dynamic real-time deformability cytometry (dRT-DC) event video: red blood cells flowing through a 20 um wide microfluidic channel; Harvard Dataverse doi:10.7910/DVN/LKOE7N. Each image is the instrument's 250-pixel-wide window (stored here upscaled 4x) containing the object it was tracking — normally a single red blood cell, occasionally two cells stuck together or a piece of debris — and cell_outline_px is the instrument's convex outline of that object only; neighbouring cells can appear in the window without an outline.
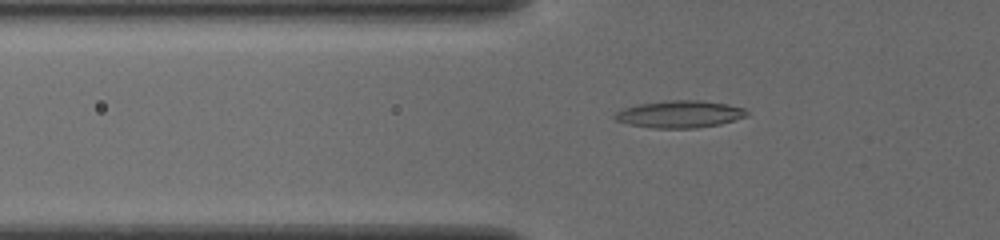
{"species": "common noctule bat (a hibernating species)", "species_latin": "Nyctalus noctula", "temperature_condition": "cold", "stored_images_in_passage": 55, "camera_frame_rate_fps": 3000, "um_per_image_px": 0.085, "animal": {"sex": "female", "body_mass_g": 19.5, "forearm_length_mm": 54.1}, "frame": {"image": 1, "passage_image": 21, "time_ms": 6.667, "image_size_px": [1000, 240], "cell_outline_px": [[748, 116], [720, 124], [696, 128], [652, 128], [628, 124], [616, 120], [612, 116], [616, 112], [624, 108], [636, 104], [664, 100], [700, 100], [728, 104], [744, 108], [748, 112]], "centroid_in_image_um": [57.76, 9.7], "position_along_channel_um": 68.0, "area_um2": 21.1}}
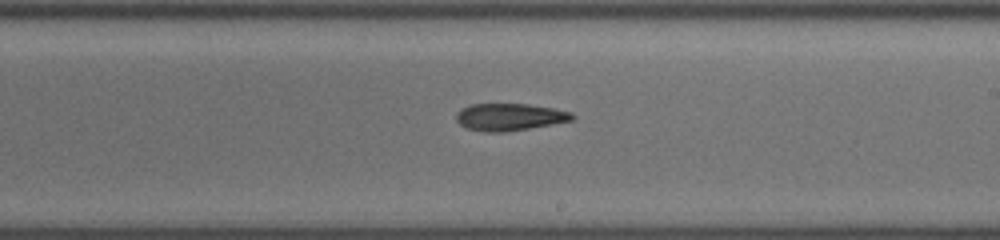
{"frame": {"image": 2, "passage_image": 35, "time_ms": 11.333, "image_size_px": [1000, 240], "cell_outline_px": [[576, 116], [572, 120], [552, 124], [504, 132], [484, 132], [468, 128], [460, 124], [456, 120], [456, 112], [460, 108], [472, 104], [528, 104], [552, 108], [572, 112]], "centroid_in_image_um": [43.29, 9.94], "position_along_channel_um": 245.7, "area_um2": 18.32}}
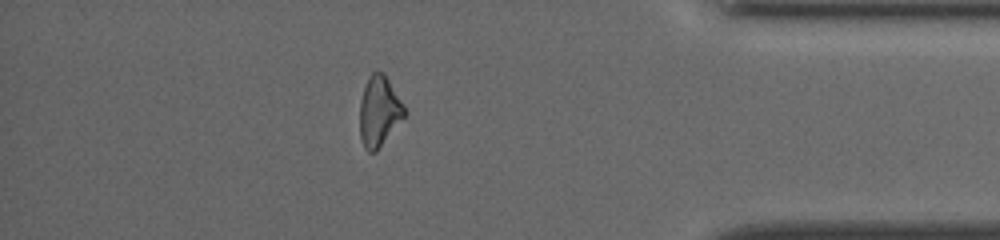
{"frame": {"image": 3, "passage_image": 49, "time_ms": 16.0, "image_size_px": [1000, 240], "cell_outline_px": [[404, 116], [376, 152], [368, 152], [364, 148], [360, 136], [360, 100], [368, 76], [372, 72], [384, 72], [404, 104]], "centroid_in_image_um": [32.21, 9.45], "position_along_channel_um": 403.0, "area_um2": 18.15}, "authors_computed_cell_mechanics": {"area_um2": 19.0162, "velocity_mm_per_s": 3.9248, "shape_relaxation_time_tau1_ms": 5.2867, "shape_relaxation_time_tau2_ms": null, "deformation_change_tau1": 0.144, "deformation_change_tau2": null}}